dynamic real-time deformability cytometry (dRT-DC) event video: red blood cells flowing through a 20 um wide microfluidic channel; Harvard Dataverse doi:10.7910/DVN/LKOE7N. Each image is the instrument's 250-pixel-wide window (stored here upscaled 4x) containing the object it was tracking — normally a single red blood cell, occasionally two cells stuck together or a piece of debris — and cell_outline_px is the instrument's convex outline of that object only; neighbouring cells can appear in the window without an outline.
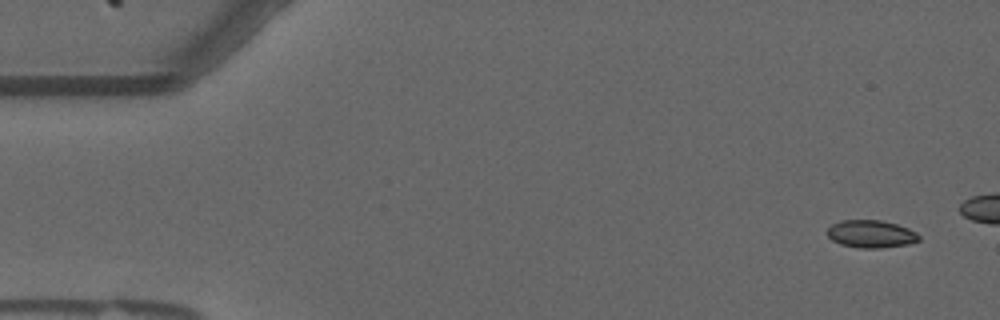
{"species": "common noctule bat (a hibernating species)", "species_latin": "Nyctalus noctula", "temperature_condition": "warm", "stored_images_in_passage": 19, "camera_frame_rate_fps": 3000, "um_per_image_px": 0.085, "animal": {"sex": "male", "forearm_length_mm": 52.5}, "frame": {"image": 1, "passage_image": 1, "time_ms": 0.0, "image_size_px": [1000, 320], "cell_outline_px": [[920, 240], [908, 244], [880, 248], [860, 248], [840, 244], [832, 240], [828, 236], [828, 228], [832, 224], [840, 220], [880, 220], [896, 224], [908, 228], [916, 232], [920, 236]], "centroid_in_image_um": [74.04, 19.88], "position_along_channel_um": 11.0, "area_um2": 14.74}}